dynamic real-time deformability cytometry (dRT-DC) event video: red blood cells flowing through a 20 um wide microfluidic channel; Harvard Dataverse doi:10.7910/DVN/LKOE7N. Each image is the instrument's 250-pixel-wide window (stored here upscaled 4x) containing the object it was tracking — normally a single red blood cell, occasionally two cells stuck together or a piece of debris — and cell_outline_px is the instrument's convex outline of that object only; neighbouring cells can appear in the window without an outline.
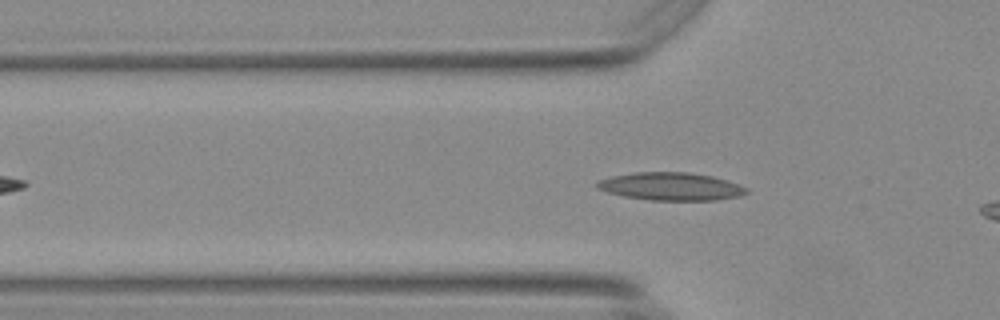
{"species": "Egyptian fruit bat (a non-hibernating species)", "species_latin": "Rousettus aegyptiacus", "temperature_condition": "warm", "stored_images_in_passage": 10, "camera_frame_rate_fps": 3000, "um_per_image_px": 0.085, "animal": {"sex": "female"}, "frame": {"image": 1, "passage_image": 7, "time_ms": 2.0, "image_size_px": [1000, 320], "cell_outline_px": [[748, 192], [740, 196], [716, 200], [648, 200], [624, 196], [608, 192], [596, 188], [596, 184], [600, 180], [612, 176], [636, 172], [688, 172], [712, 176], [748, 188]], "centroid_in_image_um": [57.02, 15.85], "position_along_channel_um": 68.8, "area_um2": 24.04}}